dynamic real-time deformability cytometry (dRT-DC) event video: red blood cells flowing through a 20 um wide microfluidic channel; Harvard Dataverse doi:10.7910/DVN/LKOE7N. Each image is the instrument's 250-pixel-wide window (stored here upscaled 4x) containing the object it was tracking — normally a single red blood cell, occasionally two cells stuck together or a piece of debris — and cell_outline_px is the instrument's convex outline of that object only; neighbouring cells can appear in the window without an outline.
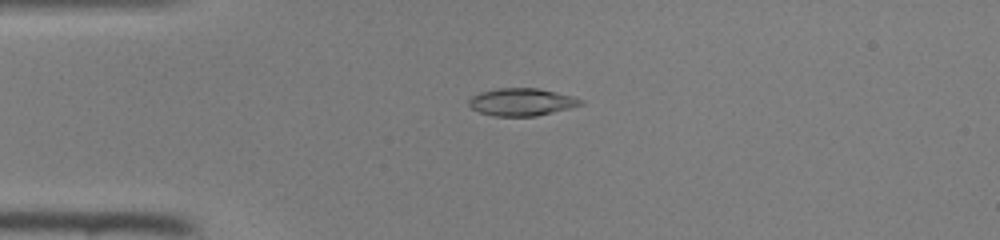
{"species": "common noctule bat (a hibernating species)", "species_latin": "Nyctalus noctula", "temperature_condition": "room temperature", "stored_images_in_passage": 47, "camera_frame_rate_fps": 3000, "um_per_image_px": 0.085, "animal": {"sex": "female", "body_mass_g": 22.0, "forearm_length_mm": 56.7}, "frame": {"image": 1, "passage_image": 12, "time_ms": 3.667, "image_size_px": [1000, 240], "cell_outline_px": [[584, 104], [536, 116], [492, 116], [480, 112], [472, 108], [468, 104], [468, 100], [472, 96], [480, 92], [496, 88], [540, 88], [572, 96], [584, 100]], "centroid_in_image_um": [44.32, 8.66], "position_along_channel_um": 40.7, "area_um2": 17.92}}
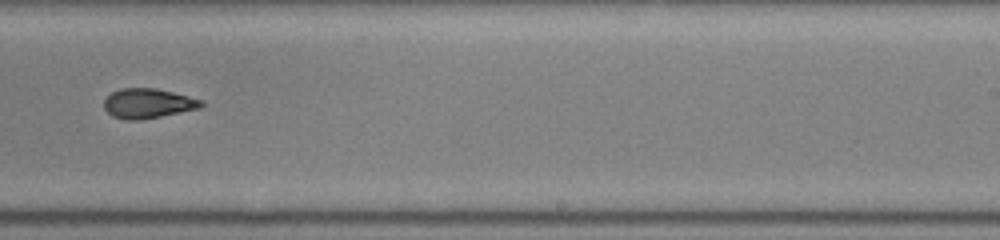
{"frame": {"image": 2, "passage_image": 30, "time_ms": 9.667, "image_size_px": [1000, 240], "cell_outline_px": [[204, 104], [200, 108], [140, 120], [128, 120], [112, 116], [104, 108], [104, 100], [112, 92], [120, 88], [156, 88], [204, 100]], "centroid_in_image_um": [12.57, 8.78], "position_along_channel_um": 276.4, "area_um2": 16.76}}
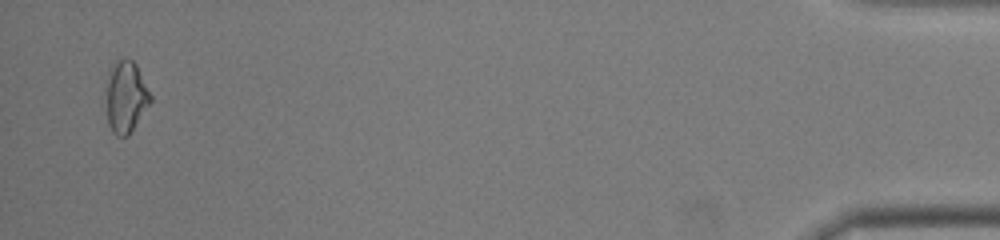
{"frame": {"image": 3, "passage_image": 46, "time_ms": 15.0, "image_size_px": [1000, 240], "cell_outline_px": [[152, 100], [128, 136], [116, 136], [112, 132], [108, 124], [108, 80], [112, 64], [116, 60], [124, 56], [132, 60], [136, 64], [152, 96]], "centroid_in_image_um": [10.73, 8.21], "position_along_channel_um": 424.5, "area_um2": 18.21}}